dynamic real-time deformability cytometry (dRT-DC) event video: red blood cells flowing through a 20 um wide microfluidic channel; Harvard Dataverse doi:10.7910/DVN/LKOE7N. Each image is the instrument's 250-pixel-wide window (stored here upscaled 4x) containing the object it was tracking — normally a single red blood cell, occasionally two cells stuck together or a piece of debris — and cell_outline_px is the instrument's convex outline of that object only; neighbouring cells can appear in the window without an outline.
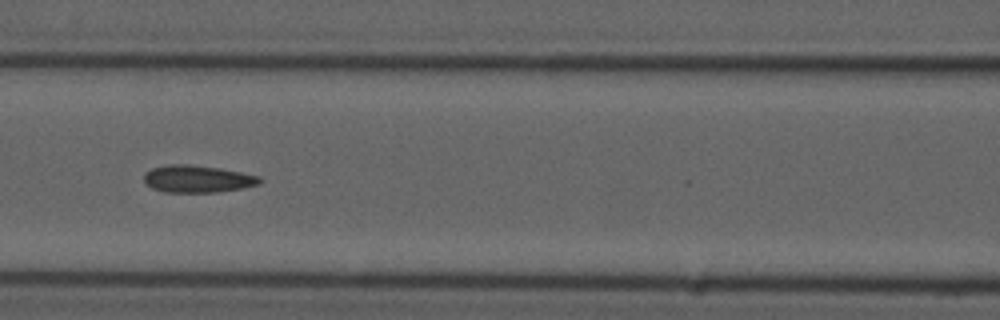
{"species": "common noctule bat (a hibernating species)", "species_latin": "Nyctalus noctula", "temperature_condition": "cold", "stored_images_in_passage": 9, "camera_frame_rate_fps": 3000, "um_per_image_px": 0.085, "animal": {"sex": "male", "forearm_length_mm": 52.5}, "frame": {"image": 1, "passage_image": 7, "time_ms": 7.667, "image_size_px": [1000, 320], "cell_outline_px": [[264, 180], [260, 184], [244, 188], [216, 192], [164, 192], [152, 188], [144, 180], [144, 172], [152, 168], [168, 164], [188, 164], [220, 168], [260, 176]], "centroid_in_image_um": [16.81, 15.2], "position_along_channel_um": 149.8, "area_um2": 18.5}}
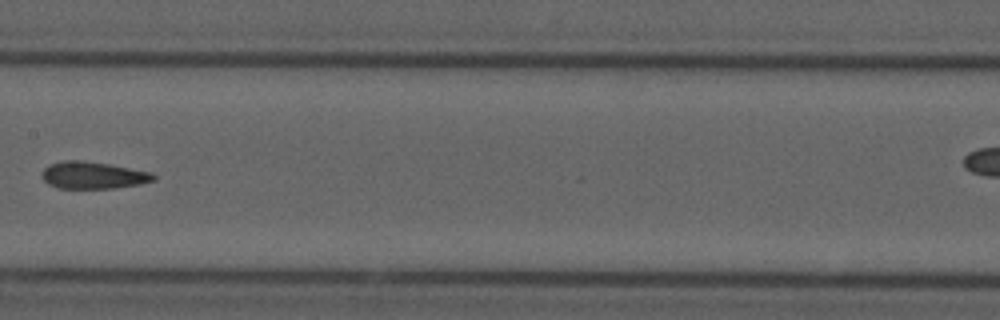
{"frame": {"image": 2, "passage_image": 8, "time_ms": 9.0, "image_size_px": [1000, 320], "cell_outline_px": [[156, 180], [140, 184], [112, 188], [60, 188], [48, 184], [40, 176], [44, 168], [48, 164], [64, 160], [80, 160], [108, 164], [152, 172], [156, 176]], "centroid_in_image_um": [7.9, 14.89], "position_along_channel_um": 199.5, "area_um2": 17.63}}
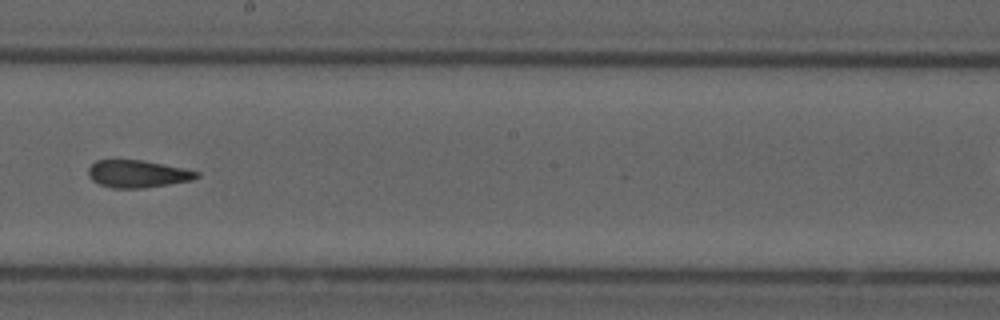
{"frame": {"image": 3, "passage_image": 9, "time_ms": 10.0, "image_size_px": [1000, 320], "cell_outline_px": [[200, 176], [192, 180], [168, 184], [140, 188], [112, 188], [100, 184], [92, 180], [88, 176], [88, 168], [96, 160], [140, 160], [184, 168], [200, 172]], "centroid_in_image_um": [11.69, 14.78], "position_along_channel_um": 236.5, "area_um2": 17.17}}